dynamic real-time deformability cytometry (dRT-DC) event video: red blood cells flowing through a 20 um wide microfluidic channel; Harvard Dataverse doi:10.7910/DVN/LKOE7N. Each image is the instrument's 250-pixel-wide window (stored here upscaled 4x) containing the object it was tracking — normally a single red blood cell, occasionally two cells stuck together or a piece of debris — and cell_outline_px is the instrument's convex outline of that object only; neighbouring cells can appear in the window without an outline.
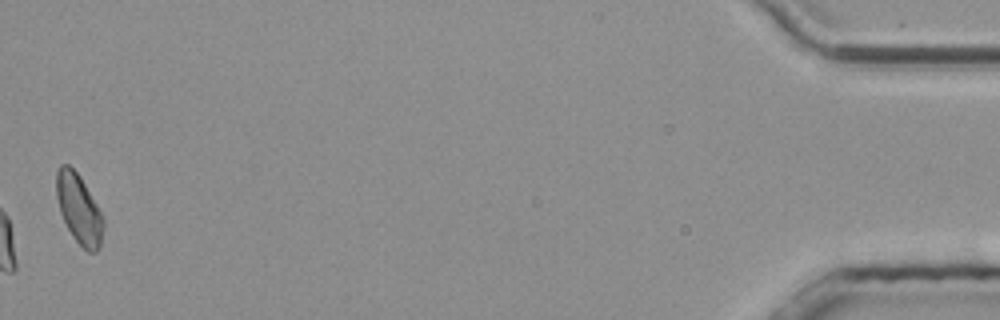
{"species": "common noctule bat (a hibernating species)", "species_latin": "Nyctalus noctula", "temperature_condition": "room temperature", "stored_images_in_passage": 39, "camera_frame_rate_fps": 3000, "um_per_image_px": 0.085, "animal": {"sex": "male", "body_mass_g": 20.4}, "frame": {"image": 1, "passage_image": 39, "time_ms": 12.667, "image_size_px": [1000, 320], "cell_outline_px": [[104, 228], [100, 248], [96, 252], [88, 252], [72, 236], [60, 212], [56, 196], [56, 172], [60, 164], [68, 164], [80, 176], [96, 204], [104, 220]], "centroid_in_image_um": [6.71, 17.77], "position_along_channel_um": 428.5, "area_um2": 18.9}, "authors_computed_cell_mechanics": {"area_um2": 21.0392, "velocity_mm_per_s": 3.7433, "shape_relaxation_time_tau1_ms": 4.088, "shape_relaxation_time_tau2_ms": 1.3635, "deformation_change_tau1": 0.1436, "deformation_change_tau2": 0.071}}